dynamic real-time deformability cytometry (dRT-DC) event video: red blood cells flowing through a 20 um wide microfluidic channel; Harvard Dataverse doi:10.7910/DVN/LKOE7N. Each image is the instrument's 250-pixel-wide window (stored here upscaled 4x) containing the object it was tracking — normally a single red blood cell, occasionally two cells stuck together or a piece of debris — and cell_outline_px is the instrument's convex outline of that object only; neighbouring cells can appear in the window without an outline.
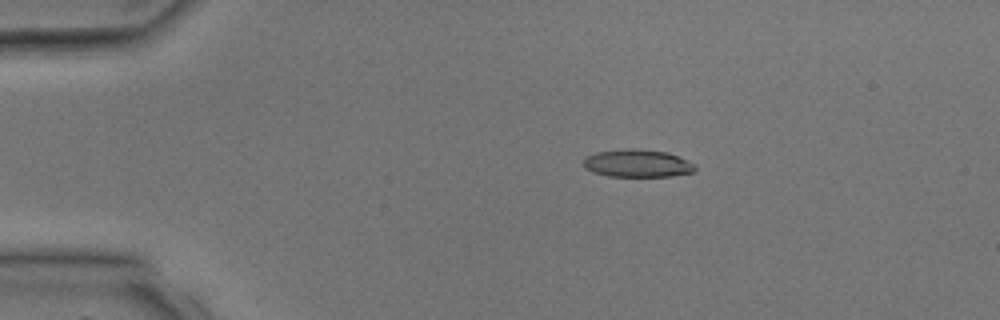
{"species": "common noctule bat (a hibernating species)", "species_latin": "Nyctalus noctula", "temperature_condition": "room temperature", "stored_images_in_passage": 4, "camera_frame_rate_fps": 3000, "um_per_image_px": 0.085, "animal": {"sex": "male", "body_mass_g": 17.9, "forearm_length_mm": 54.2}, "frame": {"image": 1, "passage_image": 3, "time_ms": 2.333, "image_size_px": [1000, 320], "cell_outline_px": [[696, 168], [692, 172], [672, 176], [608, 176], [592, 172], [584, 168], [584, 156], [596, 152], [624, 148], [636, 148], [668, 152], [696, 164]], "centroid_in_image_um": [54.15, 13.87], "position_along_channel_um": 30.8, "area_um2": 18.21}}
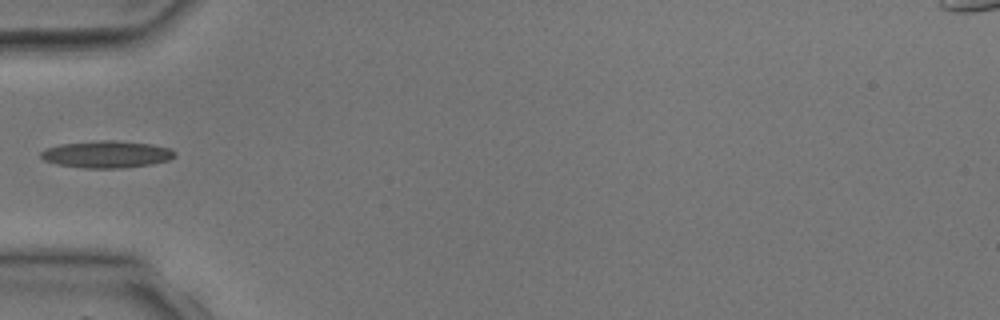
{"frame": {"image": 2, "passage_image": 4, "time_ms": 4.333, "image_size_px": [1000, 320], "cell_outline_px": [[176, 156], [168, 160], [152, 164], [124, 168], [84, 168], [56, 164], [44, 160], [40, 156], [40, 152], [48, 148], [60, 144], [100, 140], [112, 140], [152, 144], [172, 148], [176, 152]], "centroid_in_image_um": [9.1, 13.12], "position_along_channel_um": 75.9, "area_um2": 21.21}}